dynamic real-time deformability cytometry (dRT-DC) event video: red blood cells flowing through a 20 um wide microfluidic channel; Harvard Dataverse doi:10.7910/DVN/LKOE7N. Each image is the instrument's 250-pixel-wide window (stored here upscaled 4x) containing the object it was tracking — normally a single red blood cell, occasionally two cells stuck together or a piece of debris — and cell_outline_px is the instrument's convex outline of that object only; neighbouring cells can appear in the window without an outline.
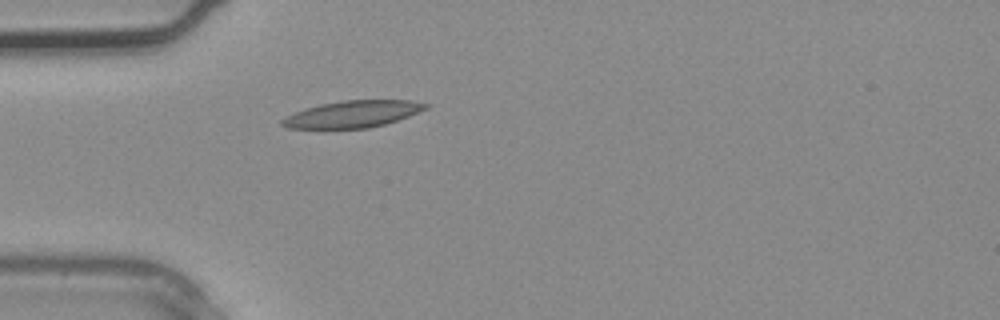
{"species": "common noctule bat (a hibernating species)", "species_latin": "Nyctalus noctula", "temperature_condition": "warm", "stored_images_in_passage": 1, "camera_frame_rate_fps": 3000, "um_per_image_px": 0.085, "animal": {"sex": "male", "body_mass_g": 20.4}, "frame": {"image": 1, "passage_image": 1, "time_ms": 0.0, "image_size_px": [1000, 320], "cell_outline_px": [[432, 104], [428, 108], [408, 116], [384, 124], [368, 128], [288, 128], [280, 124], [280, 120], [296, 112], [320, 104], [344, 100], [412, 100]], "centroid_in_image_um": [30.03, 9.69], "position_along_channel_um": 55.0, "area_um2": 22.2}}